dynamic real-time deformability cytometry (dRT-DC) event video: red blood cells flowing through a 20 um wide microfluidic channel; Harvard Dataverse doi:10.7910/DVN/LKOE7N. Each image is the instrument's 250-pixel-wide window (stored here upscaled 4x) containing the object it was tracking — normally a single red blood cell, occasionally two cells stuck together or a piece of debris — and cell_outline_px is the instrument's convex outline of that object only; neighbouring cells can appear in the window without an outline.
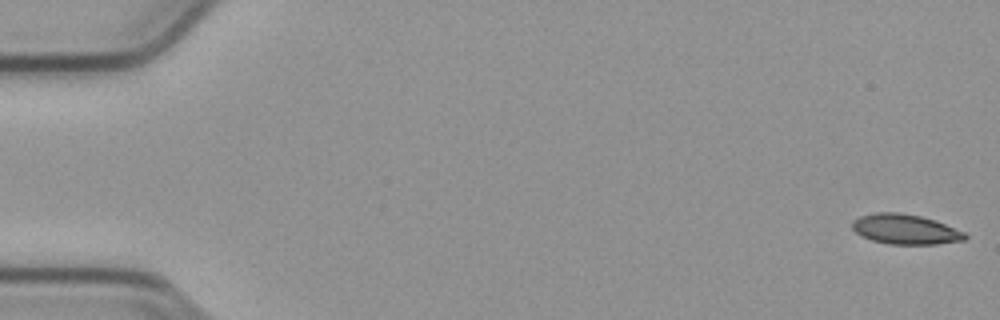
{"species": "common noctule bat (a hibernating species)", "species_latin": "Nyctalus noctula", "temperature_condition": "cold", "stored_images_in_passage": 52, "camera_frame_rate_fps": 3000, "um_per_image_px": 0.085, "animal": {"sex": "male", "body_mass_g": 23.1, "forearm_length_mm": 52.7}, "frame": {"image": 1, "passage_image": 1, "time_ms": 0.0, "image_size_px": [1000, 320], "cell_outline_px": [[968, 236], [964, 240], [936, 244], [888, 244], [872, 240], [856, 232], [852, 228], [852, 220], [860, 216], [876, 212], [896, 212], [920, 216], [936, 220], [964, 232]], "centroid_in_image_um": [76.95, 19.48], "position_along_channel_um": 8.1, "area_um2": 19.59}}
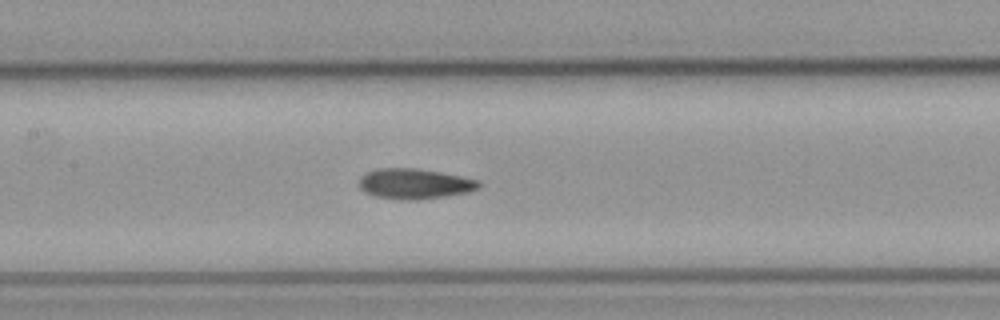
{"frame": {"image": 2, "passage_image": 26, "time_ms": 8.333, "image_size_px": [1000, 320], "cell_outline_px": [[480, 188], [468, 192], [420, 200], [400, 200], [376, 196], [364, 192], [360, 188], [360, 176], [376, 168], [416, 168], [440, 172], [480, 180]], "centroid_in_image_um": [35.24, 15.62], "position_along_channel_um": 172.2, "area_um2": 21.21}}
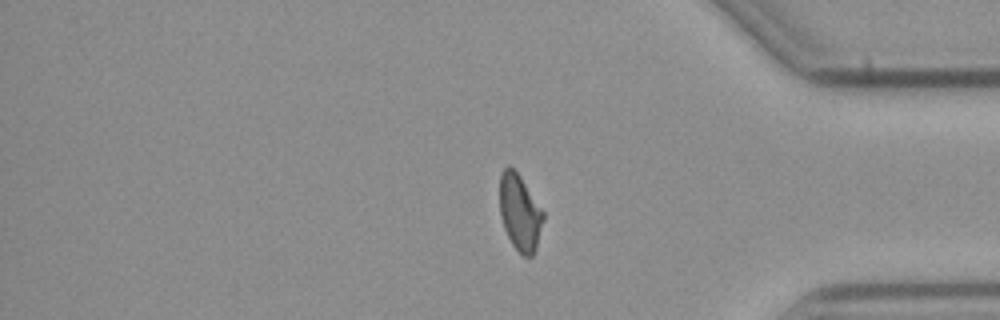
{"frame": {"image": 3, "passage_image": 45, "time_ms": 14.667, "image_size_px": [1000, 320], "cell_outline_px": [[544, 220], [536, 248], [532, 256], [524, 256], [512, 244], [504, 228], [500, 212], [500, 172], [508, 164], [520, 176], [544, 212]], "centroid_in_image_um": [44.19, 18.05], "position_along_channel_um": 391.0, "area_um2": 19.19}}